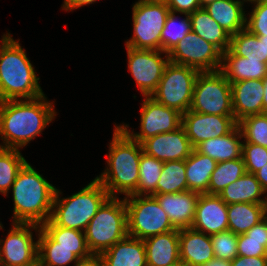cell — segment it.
<instances>
[{
	"instance_id": "obj_1",
	"label": "cell",
	"mask_w": 267,
	"mask_h": 266,
	"mask_svg": "<svg viewBox=\"0 0 267 266\" xmlns=\"http://www.w3.org/2000/svg\"><path fill=\"white\" fill-rule=\"evenodd\" d=\"M46 98L0 101V147L21 149L41 135L57 113Z\"/></svg>"
},
{
	"instance_id": "obj_2",
	"label": "cell",
	"mask_w": 267,
	"mask_h": 266,
	"mask_svg": "<svg viewBox=\"0 0 267 266\" xmlns=\"http://www.w3.org/2000/svg\"><path fill=\"white\" fill-rule=\"evenodd\" d=\"M143 153L139 142L133 140L119 125L109 144L107 167L96 179L103 185L110 197L117 194L131 195L139 181V162Z\"/></svg>"
},
{
	"instance_id": "obj_3",
	"label": "cell",
	"mask_w": 267,
	"mask_h": 266,
	"mask_svg": "<svg viewBox=\"0 0 267 266\" xmlns=\"http://www.w3.org/2000/svg\"><path fill=\"white\" fill-rule=\"evenodd\" d=\"M26 50L10 33L0 43V101L35 99L44 95Z\"/></svg>"
},
{
	"instance_id": "obj_4",
	"label": "cell",
	"mask_w": 267,
	"mask_h": 266,
	"mask_svg": "<svg viewBox=\"0 0 267 266\" xmlns=\"http://www.w3.org/2000/svg\"><path fill=\"white\" fill-rule=\"evenodd\" d=\"M11 189L14 202L12 223L41 226L50 219L56 187L28 162L18 172Z\"/></svg>"
},
{
	"instance_id": "obj_5",
	"label": "cell",
	"mask_w": 267,
	"mask_h": 266,
	"mask_svg": "<svg viewBox=\"0 0 267 266\" xmlns=\"http://www.w3.org/2000/svg\"><path fill=\"white\" fill-rule=\"evenodd\" d=\"M61 194L56 188L50 220L56 226L83 232L98 209L110 197L96 178L67 198L59 197Z\"/></svg>"
},
{
	"instance_id": "obj_6",
	"label": "cell",
	"mask_w": 267,
	"mask_h": 266,
	"mask_svg": "<svg viewBox=\"0 0 267 266\" xmlns=\"http://www.w3.org/2000/svg\"><path fill=\"white\" fill-rule=\"evenodd\" d=\"M86 244L93 256H100L128 235L124 198L109 197L84 230Z\"/></svg>"
},
{
	"instance_id": "obj_7",
	"label": "cell",
	"mask_w": 267,
	"mask_h": 266,
	"mask_svg": "<svg viewBox=\"0 0 267 266\" xmlns=\"http://www.w3.org/2000/svg\"><path fill=\"white\" fill-rule=\"evenodd\" d=\"M124 200L129 236L144 240L176 229L154 196L128 195Z\"/></svg>"
},
{
	"instance_id": "obj_8",
	"label": "cell",
	"mask_w": 267,
	"mask_h": 266,
	"mask_svg": "<svg viewBox=\"0 0 267 266\" xmlns=\"http://www.w3.org/2000/svg\"><path fill=\"white\" fill-rule=\"evenodd\" d=\"M189 110L210 115L234 116L231 84L220 70L199 72Z\"/></svg>"
},
{
	"instance_id": "obj_9",
	"label": "cell",
	"mask_w": 267,
	"mask_h": 266,
	"mask_svg": "<svg viewBox=\"0 0 267 266\" xmlns=\"http://www.w3.org/2000/svg\"><path fill=\"white\" fill-rule=\"evenodd\" d=\"M133 36L125 41L135 49L161 50V33L170 9L165 2L137 1L132 5Z\"/></svg>"
},
{
	"instance_id": "obj_10",
	"label": "cell",
	"mask_w": 267,
	"mask_h": 266,
	"mask_svg": "<svg viewBox=\"0 0 267 266\" xmlns=\"http://www.w3.org/2000/svg\"><path fill=\"white\" fill-rule=\"evenodd\" d=\"M199 72L195 68L169 62L151 97L162 105L184 114L190 109Z\"/></svg>"
},
{
	"instance_id": "obj_11",
	"label": "cell",
	"mask_w": 267,
	"mask_h": 266,
	"mask_svg": "<svg viewBox=\"0 0 267 266\" xmlns=\"http://www.w3.org/2000/svg\"><path fill=\"white\" fill-rule=\"evenodd\" d=\"M12 224L6 238L0 239V266H38V240L34 241L32 230L38 236L41 226Z\"/></svg>"
},
{
	"instance_id": "obj_12",
	"label": "cell",
	"mask_w": 267,
	"mask_h": 266,
	"mask_svg": "<svg viewBox=\"0 0 267 266\" xmlns=\"http://www.w3.org/2000/svg\"><path fill=\"white\" fill-rule=\"evenodd\" d=\"M169 62L200 72L220 70L222 52L194 32H189L169 53Z\"/></svg>"
},
{
	"instance_id": "obj_13",
	"label": "cell",
	"mask_w": 267,
	"mask_h": 266,
	"mask_svg": "<svg viewBox=\"0 0 267 266\" xmlns=\"http://www.w3.org/2000/svg\"><path fill=\"white\" fill-rule=\"evenodd\" d=\"M140 116V132L130 131L128 124L119 125L133 140L140 144L155 135L172 132L182 126V114L144 96Z\"/></svg>"
},
{
	"instance_id": "obj_14",
	"label": "cell",
	"mask_w": 267,
	"mask_h": 266,
	"mask_svg": "<svg viewBox=\"0 0 267 266\" xmlns=\"http://www.w3.org/2000/svg\"><path fill=\"white\" fill-rule=\"evenodd\" d=\"M128 70L144 96H151L157 89L169 54L162 50L135 49L126 46ZM165 54L163 57L161 55Z\"/></svg>"
},
{
	"instance_id": "obj_15",
	"label": "cell",
	"mask_w": 267,
	"mask_h": 266,
	"mask_svg": "<svg viewBox=\"0 0 267 266\" xmlns=\"http://www.w3.org/2000/svg\"><path fill=\"white\" fill-rule=\"evenodd\" d=\"M182 126L193 148L201 142L225 136L236 126L234 116L210 115L188 110L182 114Z\"/></svg>"
},
{
	"instance_id": "obj_16",
	"label": "cell",
	"mask_w": 267,
	"mask_h": 266,
	"mask_svg": "<svg viewBox=\"0 0 267 266\" xmlns=\"http://www.w3.org/2000/svg\"><path fill=\"white\" fill-rule=\"evenodd\" d=\"M143 152L162 162L186 160L194 149L183 126L155 135L141 143Z\"/></svg>"
},
{
	"instance_id": "obj_17",
	"label": "cell",
	"mask_w": 267,
	"mask_h": 266,
	"mask_svg": "<svg viewBox=\"0 0 267 266\" xmlns=\"http://www.w3.org/2000/svg\"><path fill=\"white\" fill-rule=\"evenodd\" d=\"M228 205L216 194L203 193L198 197L192 229L207 235L228 230Z\"/></svg>"
},
{
	"instance_id": "obj_18",
	"label": "cell",
	"mask_w": 267,
	"mask_h": 266,
	"mask_svg": "<svg viewBox=\"0 0 267 266\" xmlns=\"http://www.w3.org/2000/svg\"><path fill=\"white\" fill-rule=\"evenodd\" d=\"M38 247H65L75 249V256L81 260L90 259L83 231L56 226L50 219L41 225L38 234Z\"/></svg>"
},
{
	"instance_id": "obj_19",
	"label": "cell",
	"mask_w": 267,
	"mask_h": 266,
	"mask_svg": "<svg viewBox=\"0 0 267 266\" xmlns=\"http://www.w3.org/2000/svg\"><path fill=\"white\" fill-rule=\"evenodd\" d=\"M200 193L185 191L153 195L176 229L191 228Z\"/></svg>"
},
{
	"instance_id": "obj_20",
	"label": "cell",
	"mask_w": 267,
	"mask_h": 266,
	"mask_svg": "<svg viewBox=\"0 0 267 266\" xmlns=\"http://www.w3.org/2000/svg\"><path fill=\"white\" fill-rule=\"evenodd\" d=\"M232 108L235 121L263 113L264 81L242 80L231 83Z\"/></svg>"
},
{
	"instance_id": "obj_21",
	"label": "cell",
	"mask_w": 267,
	"mask_h": 266,
	"mask_svg": "<svg viewBox=\"0 0 267 266\" xmlns=\"http://www.w3.org/2000/svg\"><path fill=\"white\" fill-rule=\"evenodd\" d=\"M179 257L184 266H203L215 256L210 235L192 228L179 229Z\"/></svg>"
},
{
	"instance_id": "obj_22",
	"label": "cell",
	"mask_w": 267,
	"mask_h": 266,
	"mask_svg": "<svg viewBox=\"0 0 267 266\" xmlns=\"http://www.w3.org/2000/svg\"><path fill=\"white\" fill-rule=\"evenodd\" d=\"M145 244L147 266H171L181 263L179 229L148 237Z\"/></svg>"
},
{
	"instance_id": "obj_23",
	"label": "cell",
	"mask_w": 267,
	"mask_h": 266,
	"mask_svg": "<svg viewBox=\"0 0 267 266\" xmlns=\"http://www.w3.org/2000/svg\"><path fill=\"white\" fill-rule=\"evenodd\" d=\"M99 257L104 266H147L144 241L129 235Z\"/></svg>"
},
{
	"instance_id": "obj_24",
	"label": "cell",
	"mask_w": 267,
	"mask_h": 266,
	"mask_svg": "<svg viewBox=\"0 0 267 266\" xmlns=\"http://www.w3.org/2000/svg\"><path fill=\"white\" fill-rule=\"evenodd\" d=\"M220 71L230 84L242 80H263L267 74V64L259 60H248L245 57L236 56L228 49L222 53Z\"/></svg>"
},
{
	"instance_id": "obj_25",
	"label": "cell",
	"mask_w": 267,
	"mask_h": 266,
	"mask_svg": "<svg viewBox=\"0 0 267 266\" xmlns=\"http://www.w3.org/2000/svg\"><path fill=\"white\" fill-rule=\"evenodd\" d=\"M245 0H216L205 11L231 36L246 28Z\"/></svg>"
},
{
	"instance_id": "obj_26",
	"label": "cell",
	"mask_w": 267,
	"mask_h": 266,
	"mask_svg": "<svg viewBox=\"0 0 267 266\" xmlns=\"http://www.w3.org/2000/svg\"><path fill=\"white\" fill-rule=\"evenodd\" d=\"M242 134L238 126L225 136L201 142L195 149L218 162L242 158Z\"/></svg>"
},
{
	"instance_id": "obj_27",
	"label": "cell",
	"mask_w": 267,
	"mask_h": 266,
	"mask_svg": "<svg viewBox=\"0 0 267 266\" xmlns=\"http://www.w3.org/2000/svg\"><path fill=\"white\" fill-rule=\"evenodd\" d=\"M265 195L266 192L262 189L255 175L247 172L219 194L227 205L236 203L266 204L267 195Z\"/></svg>"
},
{
	"instance_id": "obj_28",
	"label": "cell",
	"mask_w": 267,
	"mask_h": 266,
	"mask_svg": "<svg viewBox=\"0 0 267 266\" xmlns=\"http://www.w3.org/2000/svg\"><path fill=\"white\" fill-rule=\"evenodd\" d=\"M187 191L209 194L211 174L216 169L217 162L207 155L199 153L195 148L185 160Z\"/></svg>"
},
{
	"instance_id": "obj_29",
	"label": "cell",
	"mask_w": 267,
	"mask_h": 266,
	"mask_svg": "<svg viewBox=\"0 0 267 266\" xmlns=\"http://www.w3.org/2000/svg\"><path fill=\"white\" fill-rule=\"evenodd\" d=\"M192 32L212 43L222 53L230 47L231 35L225 31L206 11L200 8L189 14Z\"/></svg>"
},
{
	"instance_id": "obj_30",
	"label": "cell",
	"mask_w": 267,
	"mask_h": 266,
	"mask_svg": "<svg viewBox=\"0 0 267 266\" xmlns=\"http://www.w3.org/2000/svg\"><path fill=\"white\" fill-rule=\"evenodd\" d=\"M228 230L236 235L245 234L265 216V204H228Z\"/></svg>"
},
{
	"instance_id": "obj_31",
	"label": "cell",
	"mask_w": 267,
	"mask_h": 266,
	"mask_svg": "<svg viewBox=\"0 0 267 266\" xmlns=\"http://www.w3.org/2000/svg\"><path fill=\"white\" fill-rule=\"evenodd\" d=\"M229 49L236 56L267 64V37L257 36L246 28L231 36Z\"/></svg>"
},
{
	"instance_id": "obj_32",
	"label": "cell",
	"mask_w": 267,
	"mask_h": 266,
	"mask_svg": "<svg viewBox=\"0 0 267 266\" xmlns=\"http://www.w3.org/2000/svg\"><path fill=\"white\" fill-rule=\"evenodd\" d=\"M238 256H267V217L254 225L245 234L238 235Z\"/></svg>"
},
{
	"instance_id": "obj_33",
	"label": "cell",
	"mask_w": 267,
	"mask_h": 266,
	"mask_svg": "<svg viewBox=\"0 0 267 266\" xmlns=\"http://www.w3.org/2000/svg\"><path fill=\"white\" fill-rule=\"evenodd\" d=\"M187 191L185 160L164 162L157 182V194Z\"/></svg>"
},
{
	"instance_id": "obj_34",
	"label": "cell",
	"mask_w": 267,
	"mask_h": 266,
	"mask_svg": "<svg viewBox=\"0 0 267 266\" xmlns=\"http://www.w3.org/2000/svg\"><path fill=\"white\" fill-rule=\"evenodd\" d=\"M164 162L151 157L144 152L139 162V181L137 189L131 195L153 196L157 194V182L159 181Z\"/></svg>"
},
{
	"instance_id": "obj_35",
	"label": "cell",
	"mask_w": 267,
	"mask_h": 266,
	"mask_svg": "<svg viewBox=\"0 0 267 266\" xmlns=\"http://www.w3.org/2000/svg\"><path fill=\"white\" fill-rule=\"evenodd\" d=\"M245 173L243 158L218 162L211 174L209 194L219 195L229 184L237 181Z\"/></svg>"
},
{
	"instance_id": "obj_36",
	"label": "cell",
	"mask_w": 267,
	"mask_h": 266,
	"mask_svg": "<svg viewBox=\"0 0 267 266\" xmlns=\"http://www.w3.org/2000/svg\"><path fill=\"white\" fill-rule=\"evenodd\" d=\"M26 163L20 149L0 147V193L7 196L18 172Z\"/></svg>"
},
{
	"instance_id": "obj_37",
	"label": "cell",
	"mask_w": 267,
	"mask_h": 266,
	"mask_svg": "<svg viewBox=\"0 0 267 266\" xmlns=\"http://www.w3.org/2000/svg\"><path fill=\"white\" fill-rule=\"evenodd\" d=\"M184 15L185 18L178 21L176 13L168 14L161 33V50L163 52L169 53L187 33L192 31L190 17L188 14Z\"/></svg>"
},
{
	"instance_id": "obj_38",
	"label": "cell",
	"mask_w": 267,
	"mask_h": 266,
	"mask_svg": "<svg viewBox=\"0 0 267 266\" xmlns=\"http://www.w3.org/2000/svg\"><path fill=\"white\" fill-rule=\"evenodd\" d=\"M243 143L258 144L267 148V113L251 115L237 122Z\"/></svg>"
},
{
	"instance_id": "obj_39",
	"label": "cell",
	"mask_w": 267,
	"mask_h": 266,
	"mask_svg": "<svg viewBox=\"0 0 267 266\" xmlns=\"http://www.w3.org/2000/svg\"><path fill=\"white\" fill-rule=\"evenodd\" d=\"M80 260L75 256V249L65 247H38V266H67Z\"/></svg>"
},
{
	"instance_id": "obj_40",
	"label": "cell",
	"mask_w": 267,
	"mask_h": 266,
	"mask_svg": "<svg viewBox=\"0 0 267 266\" xmlns=\"http://www.w3.org/2000/svg\"><path fill=\"white\" fill-rule=\"evenodd\" d=\"M216 258L232 261L238 256V235L230 230L210 235Z\"/></svg>"
},
{
	"instance_id": "obj_41",
	"label": "cell",
	"mask_w": 267,
	"mask_h": 266,
	"mask_svg": "<svg viewBox=\"0 0 267 266\" xmlns=\"http://www.w3.org/2000/svg\"><path fill=\"white\" fill-rule=\"evenodd\" d=\"M253 10L246 17V29L257 36L267 37V0H252Z\"/></svg>"
},
{
	"instance_id": "obj_42",
	"label": "cell",
	"mask_w": 267,
	"mask_h": 266,
	"mask_svg": "<svg viewBox=\"0 0 267 266\" xmlns=\"http://www.w3.org/2000/svg\"><path fill=\"white\" fill-rule=\"evenodd\" d=\"M242 158L246 172L254 174L267 164V148L258 144L243 143Z\"/></svg>"
},
{
	"instance_id": "obj_43",
	"label": "cell",
	"mask_w": 267,
	"mask_h": 266,
	"mask_svg": "<svg viewBox=\"0 0 267 266\" xmlns=\"http://www.w3.org/2000/svg\"><path fill=\"white\" fill-rule=\"evenodd\" d=\"M170 12L178 14H191L201 8L199 0H166Z\"/></svg>"
},
{
	"instance_id": "obj_44",
	"label": "cell",
	"mask_w": 267,
	"mask_h": 266,
	"mask_svg": "<svg viewBox=\"0 0 267 266\" xmlns=\"http://www.w3.org/2000/svg\"><path fill=\"white\" fill-rule=\"evenodd\" d=\"M231 266H267V256H237L231 261Z\"/></svg>"
},
{
	"instance_id": "obj_45",
	"label": "cell",
	"mask_w": 267,
	"mask_h": 266,
	"mask_svg": "<svg viewBox=\"0 0 267 266\" xmlns=\"http://www.w3.org/2000/svg\"><path fill=\"white\" fill-rule=\"evenodd\" d=\"M96 1L97 0H64L62 9L66 11H73L85 5L93 4Z\"/></svg>"
},
{
	"instance_id": "obj_46",
	"label": "cell",
	"mask_w": 267,
	"mask_h": 266,
	"mask_svg": "<svg viewBox=\"0 0 267 266\" xmlns=\"http://www.w3.org/2000/svg\"><path fill=\"white\" fill-rule=\"evenodd\" d=\"M254 175L260 183L262 189L267 194V164L264 165L260 170L256 171Z\"/></svg>"
},
{
	"instance_id": "obj_47",
	"label": "cell",
	"mask_w": 267,
	"mask_h": 266,
	"mask_svg": "<svg viewBox=\"0 0 267 266\" xmlns=\"http://www.w3.org/2000/svg\"><path fill=\"white\" fill-rule=\"evenodd\" d=\"M75 266H104L99 256H92L90 259L81 260Z\"/></svg>"
},
{
	"instance_id": "obj_48",
	"label": "cell",
	"mask_w": 267,
	"mask_h": 266,
	"mask_svg": "<svg viewBox=\"0 0 267 266\" xmlns=\"http://www.w3.org/2000/svg\"><path fill=\"white\" fill-rule=\"evenodd\" d=\"M203 266H231V261L222 260V259L214 257L211 261H209Z\"/></svg>"
},
{
	"instance_id": "obj_49",
	"label": "cell",
	"mask_w": 267,
	"mask_h": 266,
	"mask_svg": "<svg viewBox=\"0 0 267 266\" xmlns=\"http://www.w3.org/2000/svg\"><path fill=\"white\" fill-rule=\"evenodd\" d=\"M264 81V97H263V113H267V74L263 78Z\"/></svg>"
},
{
	"instance_id": "obj_50",
	"label": "cell",
	"mask_w": 267,
	"mask_h": 266,
	"mask_svg": "<svg viewBox=\"0 0 267 266\" xmlns=\"http://www.w3.org/2000/svg\"><path fill=\"white\" fill-rule=\"evenodd\" d=\"M214 1H216V0H199V3H200L201 8H203L206 5H208V4H210V3L214 2Z\"/></svg>"
},
{
	"instance_id": "obj_51",
	"label": "cell",
	"mask_w": 267,
	"mask_h": 266,
	"mask_svg": "<svg viewBox=\"0 0 267 266\" xmlns=\"http://www.w3.org/2000/svg\"><path fill=\"white\" fill-rule=\"evenodd\" d=\"M138 1H142V2H166V0H138Z\"/></svg>"
},
{
	"instance_id": "obj_52",
	"label": "cell",
	"mask_w": 267,
	"mask_h": 266,
	"mask_svg": "<svg viewBox=\"0 0 267 266\" xmlns=\"http://www.w3.org/2000/svg\"><path fill=\"white\" fill-rule=\"evenodd\" d=\"M265 213H266V217H267V202L265 204Z\"/></svg>"
},
{
	"instance_id": "obj_53",
	"label": "cell",
	"mask_w": 267,
	"mask_h": 266,
	"mask_svg": "<svg viewBox=\"0 0 267 266\" xmlns=\"http://www.w3.org/2000/svg\"><path fill=\"white\" fill-rule=\"evenodd\" d=\"M171 266H184L182 263L176 264V265H171Z\"/></svg>"
},
{
	"instance_id": "obj_54",
	"label": "cell",
	"mask_w": 267,
	"mask_h": 266,
	"mask_svg": "<svg viewBox=\"0 0 267 266\" xmlns=\"http://www.w3.org/2000/svg\"><path fill=\"white\" fill-rule=\"evenodd\" d=\"M0 229H3V225L1 224V222H0Z\"/></svg>"
}]
</instances>
